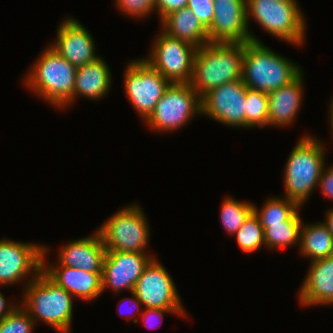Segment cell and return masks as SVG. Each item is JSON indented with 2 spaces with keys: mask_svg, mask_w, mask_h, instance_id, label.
I'll return each mask as SVG.
<instances>
[{
  "mask_svg": "<svg viewBox=\"0 0 333 333\" xmlns=\"http://www.w3.org/2000/svg\"><path fill=\"white\" fill-rule=\"evenodd\" d=\"M244 43H211L196 48L189 84L202 98L209 91L242 79Z\"/></svg>",
  "mask_w": 333,
  "mask_h": 333,
  "instance_id": "cell-1",
  "label": "cell"
},
{
  "mask_svg": "<svg viewBox=\"0 0 333 333\" xmlns=\"http://www.w3.org/2000/svg\"><path fill=\"white\" fill-rule=\"evenodd\" d=\"M37 57L23 83L48 104L61 110L68 108L72 105L77 67L50 45Z\"/></svg>",
  "mask_w": 333,
  "mask_h": 333,
  "instance_id": "cell-2",
  "label": "cell"
},
{
  "mask_svg": "<svg viewBox=\"0 0 333 333\" xmlns=\"http://www.w3.org/2000/svg\"><path fill=\"white\" fill-rule=\"evenodd\" d=\"M326 151L325 144L315 135L306 134L299 138L284 168V191L287 199L300 207L307 203L326 166Z\"/></svg>",
  "mask_w": 333,
  "mask_h": 333,
  "instance_id": "cell-3",
  "label": "cell"
},
{
  "mask_svg": "<svg viewBox=\"0 0 333 333\" xmlns=\"http://www.w3.org/2000/svg\"><path fill=\"white\" fill-rule=\"evenodd\" d=\"M21 306L35 321L59 333H71L74 297L52 281L43 271L26 286L23 285Z\"/></svg>",
  "mask_w": 333,
  "mask_h": 333,
  "instance_id": "cell-4",
  "label": "cell"
},
{
  "mask_svg": "<svg viewBox=\"0 0 333 333\" xmlns=\"http://www.w3.org/2000/svg\"><path fill=\"white\" fill-rule=\"evenodd\" d=\"M301 72L299 64L273 51L263 42L244 43L242 80L249 89L269 93L289 84Z\"/></svg>",
  "mask_w": 333,
  "mask_h": 333,
  "instance_id": "cell-5",
  "label": "cell"
},
{
  "mask_svg": "<svg viewBox=\"0 0 333 333\" xmlns=\"http://www.w3.org/2000/svg\"><path fill=\"white\" fill-rule=\"evenodd\" d=\"M246 11L248 28L253 18L271 36L297 47L304 45L307 23L297 0H246Z\"/></svg>",
  "mask_w": 333,
  "mask_h": 333,
  "instance_id": "cell-6",
  "label": "cell"
},
{
  "mask_svg": "<svg viewBox=\"0 0 333 333\" xmlns=\"http://www.w3.org/2000/svg\"><path fill=\"white\" fill-rule=\"evenodd\" d=\"M139 205L133 203L119 209L97 229L106 251L149 253L151 230Z\"/></svg>",
  "mask_w": 333,
  "mask_h": 333,
  "instance_id": "cell-7",
  "label": "cell"
},
{
  "mask_svg": "<svg viewBox=\"0 0 333 333\" xmlns=\"http://www.w3.org/2000/svg\"><path fill=\"white\" fill-rule=\"evenodd\" d=\"M197 115H202L201 97L197 92L189 83H171L145 124L157 133H172Z\"/></svg>",
  "mask_w": 333,
  "mask_h": 333,
  "instance_id": "cell-8",
  "label": "cell"
},
{
  "mask_svg": "<svg viewBox=\"0 0 333 333\" xmlns=\"http://www.w3.org/2000/svg\"><path fill=\"white\" fill-rule=\"evenodd\" d=\"M124 69L126 97L145 122L171 83L143 59L131 60Z\"/></svg>",
  "mask_w": 333,
  "mask_h": 333,
  "instance_id": "cell-9",
  "label": "cell"
},
{
  "mask_svg": "<svg viewBox=\"0 0 333 333\" xmlns=\"http://www.w3.org/2000/svg\"><path fill=\"white\" fill-rule=\"evenodd\" d=\"M152 42L149 55L142 59L170 83H189L197 47L162 30Z\"/></svg>",
  "mask_w": 333,
  "mask_h": 333,
  "instance_id": "cell-10",
  "label": "cell"
},
{
  "mask_svg": "<svg viewBox=\"0 0 333 333\" xmlns=\"http://www.w3.org/2000/svg\"><path fill=\"white\" fill-rule=\"evenodd\" d=\"M43 251L42 244L0 239V286L21 281L26 286L35 279L42 272Z\"/></svg>",
  "mask_w": 333,
  "mask_h": 333,
  "instance_id": "cell-11",
  "label": "cell"
},
{
  "mask_svg": "<svg viewBox=\"0 0 333 333\" xmlns=\"http://www.w3.org/2000/svg\"><path fill=\"white\" fill-rule=\"evenodd\" d=\"M153 257L134 287V294L145 308L185 310L174 280L167 269Z\"/></svg>",
  "mask_w": 333,
  "mask_h": 333,
  "instance_id": "cell-12",
  "label": "cell"
},
{
  "mask_svg": "<svg viewBox=\"0 0 333 333\" xmlns=\"http://www.w3.org/2000/svg\"><path fill=\"white\" fill-rule=\"evenodd\" d=\"M247 89L240 79L209 91L201 98L202 115L228 127L245 129Z\"/></svg>",
  "mask_w": 333,
  "mask_h": 333,
  "instance_id": "cell-13",
  "label": "cell"
},
{
  "mask_svg": "<svg viewBox=\"0 0 333 333\" xmlns=\"http://www.w3.org/2000/svg\"><path fill=\"white\" fill-rule=\"evenodd\" d=\"M214 18L208 28L211 43L262 42L247 24L246 0H213Z\"/></svg>",
  "mask_w": 333,
  "mask_h": 333,
  "instance_id": "cell-14",
  "label": "cell"
},
{
  "mask_svg": "<svg viewBox=\"0 0 333 333\" xmlns=\"http://www.w3.org/2000/svg\"><path fill=\"white\" fill-rule=\"evenodd\" d=\"M155 255L139 252L106 251L102 267V293L109 287L114 294L132 292L135 284Z\"/></svg>",
  "mask_w": 333,
  "mask_h": 333,
  "instance_id": "cell-15",
  "label": "cell"
},
{
  "mask_svg": "<svg viewBox=\"0 0 333 333\" xmlns=\"http://www.w3.org/2000/svg\"><path fill=\"white\" fill-rule=\"evenodd\" d=\"M92 34L78 19L65 17L57 28L55 41L50 44L63 58L75 67L95 61L96 44Z\"/></svg>",
  "mask_w": 333,
  "mask_h": 333,
  "instance_id": "cell-16",
  "label": "cell"
},
{
  "mask_svg": "<svg viewBox=\"0 0 333 333\" xmlns=\"http://www.w3.org/2000/svg\"><path fill=\"white\" fill-rule=\"evenodd\" d=\"M50 246L44 245L42 271L73 297L92 301L102 294V272H87L64 265L46 264ZM48 253V254H47Z\"/></svg>",
  "mask_w": 333,
  "mask_h": 333,
  "instance_id": "cell-17",
  "label": "cell"
},
{
  "mask_svg": "<svg viewBox=\"0 0 333 333\" xmlns=\"http://www.w3.org/2000/svg\"><path fill=\"white\" fill-rule=\"evenodd\" d=\"M297 296L304 307L333 305V255L310 262Z\"/></svg>",
  "mask_w": 333,
  "mask_h": 333,
  "instance_id": "cell-18",
  "label": "cell"
},
{
  "mask_svg": "<svg viewBox=\"0 0 333 333\" xmlns=\"http://www.w3.org/2000/svg\"><path fill=\"white\" fill-rule=\"evenodd\" d=\"M105 246L97 230L87 237L76 239L60 247L56 265L82 269L87 272H102Z\"/></svg>",
  "mask_w": 333,
  "mask_h": 333,
  "instance_id": "cell-19",
  "label": "cell"
},
{
  "mask_svg": "<svg viewBox=\"0 0 333 333\" xmlns=\"http://www.w3.org/2000/svg\"><path fill=\"white\" fill-rule=\"evenodd\" d=\"M303 71L289 84L268 95V127H287L296 120L304 96Z\"/></svg>",
  "mask_w": 333,
  "mask_h": 333,
  "instance_id": "cell-20",
  "label": "cell"
},
{
  "mask_svg": "<svg viewBox=\"0 0 333 333\" xmlns=\"http://www.w3.org/2000/svg\"><path fill=\"white\" fill-rule=\"evenodd\" d=\"M110 71V67L101 57L77 67L72 104L78 96L96 101L108 95L113 80Z\"/></svg>",
  "mask_w": 333,
  "mask_h": 333,
  "instance_id": "cell-21",
  "label": "cell"
},
{
  "mask_svg": "<svg viewBox=\"0 0 333 333\" xmlns=\"http://www.w3.org/2000/svg\"><path fill=\"white\" fill-rule=\"evenodd\" d=\"M160 24L167 35L189 42L197 48L209 42L208 29L188 7L169 13Z\"/></svg>",
  "mask_w": 333,
  "mask_h": 333,
  "instance_id": "cell-22",
  "label": "cell"
},
{
  "mask_svg": "<svg viewBox=\"0 0 333 333\" xmlns=\"http://www.w3.org/2000/svg\"><path fill=\"white\" fill-rule=\"evenodd\" d=\"M298 249L311 262L333 255V237L323 221L310 224L302 222Z\"/></svg>",
  "mask_w": 333,
  "mask_h": 333,
  "instance_id": "cell-23",
  "label": "cell"
},
{
  "mask_svg": "<svg viewBox=\"0 0 333 333\" xmlns=\"http://www.w3.org/2000/svg\"><path fill=\"white\" fill-rule=\"evenodd\" d=\"M301 211H298L290 220L283 223L270 224L264 229L266 249H285L291 248L295 244L299 246L300 228L302 219Z\"/></svg>",
  "mask_w": 333,
  "mask_h": 333,
  "instance_id": "cell-24",
  "label": "cell"
},
{
  "mask_svg": "<svg viewBox=\"0 0 333 333\" xmlns=\"http://www.w3.org/2000/svg\"><path fill=\"white\" fill-rule=\"evenodd\" d=\"M300 208L302 209L297 203L284 196L268 197L260 209L253 204V212L259 218L263 229L269 227L270 224L283 223L286 220H290L300 211Z\"/></svg>",
  "mask_w": 333,
  "mask_h": 333,
  "instance_id": "cell-25",
  "label": "cell"
},
{
  "mask_svg": "<svg viewBox=\"0 0 333 333\" xmlns=\"http://www.w3.org/2000/svg\"><path fill=\"white\" fill-rule=\"evenodd\" d=\"M220 207V220L223 228L231 236H234L253 212L252 202L239 201L232 196L224 197Z\"/></svg>",
  "mask_w": 333,
  "mask_h": 333,
  "instance_id": "cell-26",
  "label": "cell"
},
{
  "mask_svg": "<svg viewBox=\"0 0 333 333\" xmlns=\"http://www.w3.org/2000/svg\"><path fill=\"white\" fill-rule=\"evenodd\" d=\"M268 126V95L258 90L247 89L245 106V129Z\"/></svg>",
  "mask_w": 333,
  "mask_h": 333,
  "instance_id": "cell-27",
  "label": "cell"
},
{
  "mask_svg": "<svg viewBox=\"0 0 333 333\" xmlns=\"http://www.w3.org/2000/svg\"><path fill=\"white\" fill-rule=\"evenodd\" d=\"M239 248L245 253H254L265 245L264 229L259 218L252 212L241 228L234 234Z\"/></svg>",
  "mask_w": 333,
  "mask_h": 333,
  "instance_id": "cell-28",
  "label": "cell"
},
{
  "mask_svg": "<svg viewBox=\"0 0 333 333\" xmlns=\"http://www.w3.org/2000/svg\"><path fill=\"white\" fill-rule=\"evenodd\" d=\"M35 328V321L21 305L0 320V333H32Z\"/></svg>",
  "mask_w": 333,
  "mask_h": 333,
  "instance_id": "cell-29",
  "label": "cell"
},
{
  "mask_svg": "<svg viewBox=\"0 0 333 333\" xmlns=\"http://www.w3.org/2000/svg\"><path fill=\"white\" fill-rule=\"evenodd\" d=\"M118 10L132 18L141 20L156 11L155 0H115Z\"/></svg>",
  "mask_w": 333,
  "mask_h": 333,
  "instance_id": "cell-30",
  "label": "cell"
},
{
  "mask_svg": "<svg viewBox=\"0 0 333 333\" xmlns=\"http://www.w3.org/2000/svg\"><path fill=\"white\" fill-rule=\"evenodd\" d=\"M187 7L207 29L211 26L214 18L213 0H188Z\"/></svg>",
  "mask_w": 333,
  "mask_h": 333,
  "instance_id": "cell-31",
  "label": "cell"
},
{
  "mask_svg": "<svg viewBox=\"0 0 333 333\" xmlns=\"http://www.w3.org/2000/svg\"><path fill=\"white\" fill-rule=\"evenodd\" d=\"M168 313L175 314L181 318H184V316L185 318L186 316H189L186 314V310H167L161 308H145V310L142 311L140 315L142 316V322L145 327L147 326L149 329H155L158 327V325L163 323V317Z\"/></svg>",
  "mask_w": 333,
  "mask_h": 333,
  "instance_id": "cell-32",
  "label": "cell"
},
{
  "mask_svg": "<svg viewBox=\"0 0 333 333\" xmlns=\"http://www.w3.org/2000/svg\"><path fill=\"white\" fill-rule=\"evenodd\" d=\"M187 2L188 0H155L159 21L171 12L187 7Z\"/></svg>",
  "mask_w": 333,
  "mask_h": 333,
  "instance_id": "cell-33",
  "label": "cell"
},
{
  "mask_svg": "<svg viewBox=\"0 0 333 333\" xmlns=\"http://www.w3.org/2000/svg\"><path fill=\"white\" fill-rule=\"evenodd\" d=\"M317 187L326 198L333 199V165L324 166Z\"/></svg>",
  "mask_w": 333,
  "mask_h": 333,
  "instance_id": "cell-34",
  "label": "cell"
},
{
  "mask_svg": "<svg viewBox=\"0 0 333 333\" xmlns=\"http://www.w3.org/2000/svg\"><path fill=\"white\" fill-rule=\"evenodd\" d=\"M131 294H132V297L131 298H129L128 297V300H127V298H123V300H120V304H121V302L124 304V302H125V304H127V305H131L130 307H128L129 308V311H127L126 310V312H125V314L123 313L124 311L122 310H120L119 311V314H120V316H124V317H126L127 318V320L129 319H131L133 316H134V318L132 319V321H133V323H138V321H139V319L138 318H136L135 317V315H136V313L138 314V315H140L141 313H142V310L141 309H143L141 306H142V303L139 301V299L136 297V295L134 294V292L132 291L131 292ZM132 301V302H131ZM123 304H121V305H119L118 306V308L120 309V307L122 308V305ZM125 306V305H124ZM134 309V310H133ZM131 310V311H130ZM128 312V313H127ZM127 313V314H126Z\"/></svg>",
  "mask_w": 333,
  "mask_h": 333,
  "instance_id": "cell-35",
  "label": "cell"
},
{
  "mask_svg": "<svg viewBox=\"0 0 333 333\" xmlns=\"http://www.w3.org/2000/svg\"><path fill=\"white\" fill-rule=\"evenodd\" d=\"M5 298L4 294L0 291V320L9 315L15 308H17L20 304L17 302L13 303L12 301L8 302Z\"/></svg>",
  "mask_w": 333,
  "mask_h": 333,
  "instance_id": "cell-36",
  "label": "cell"
},
{
  "mask_svg": "<svg viewBox=\"0 0 333 333\" xmlns=\"http://www.w3.org/2000/svg\"><path fill=\"white\" fill-rule=\"evenodd\" d=\"M325 212V222L323 221V223L326 225L328 231L333 237V207L329 208Z\"/></svg>",
  "mask_w": 333,
  "mask_h": 333,
  "instance_id": "cell-37",
  "label": "cell"
},
{
  "mask_svg": "<svg viewBox=\"0 0 333 333\" xmlns=\"http://www.w3.org/2000/svg\"><path fill=\"white\" fill-rule=\"evenodd\" d=\"M329 112H328V119H329V128H331V133H332V136H333V97H331V101H330V104H329ZM330 116V117H329ZM333 139V137H332Z\"/></svg>",
  "mask_w": 333,
  "mask_h": 333,
  "instance_id": "cell-38",
  "label": "cell"
}]
</instances>
